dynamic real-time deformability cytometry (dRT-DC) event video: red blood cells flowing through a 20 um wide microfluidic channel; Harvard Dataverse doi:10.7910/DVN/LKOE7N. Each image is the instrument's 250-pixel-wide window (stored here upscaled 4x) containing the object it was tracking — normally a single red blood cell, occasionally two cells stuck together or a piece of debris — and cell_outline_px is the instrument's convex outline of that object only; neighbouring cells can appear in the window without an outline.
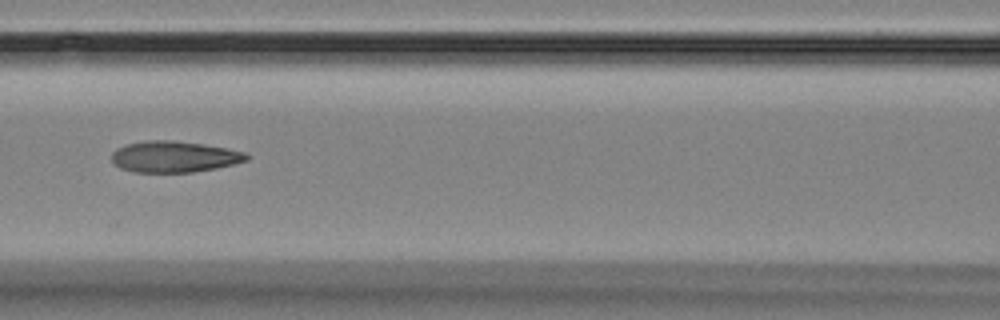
{"species": "Egyptian fruit bat (a non-hibernating species)", "species_latin": "Rousettus aegyptiacus", "temperature_condition": "room temperature", "stored_images_in_passage": 16, "segment_of_instrument_passage": [1, 2], "camera_frame_rate_fps": 3000, "um_per_image_px": 0.085, "animal": {"sex": "female"}, "frame": {"image": 1, "passage_image": 7, "time_ms": 7.0, "image_size_px": [1000, 320], "cell_outline_px": [[248, 160], [216, 168], [192, 172], [132, 172], [120, 168], [112, 160], [112, 152], [116, 148], [124, 144], [152, 140], [172, 140], [204, 144], [244, 152], [248, 156]], "centroid_in_image_um": [14.76, 13.32], "position_along_channel_um": 151.8, "area_um2": 24.39}}
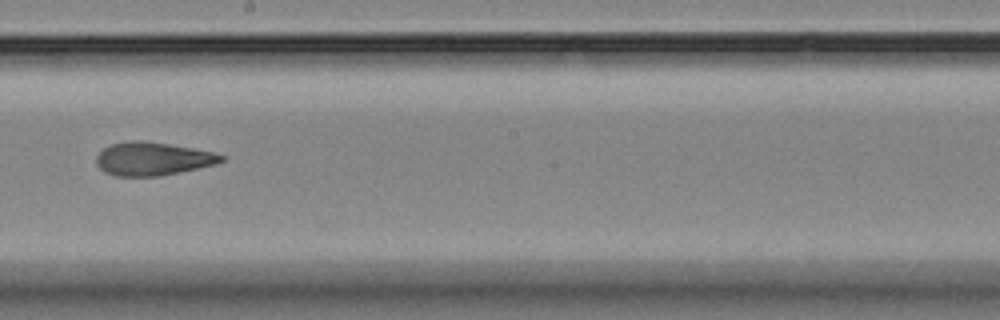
{"frame": {"image": 2, "passage_image": 9, "time_ms": 9.333, "image_size_px": [1000, 320], "cell_outline_px": [[224, 160], [216, 164], [160, 176], [116, 176], [104, 172], [96, 164], [96, 156], [104, 148], [112, 144], [128, 140], [140, 140], [168, 144], [192, 148], [212, 152], [224, 156]], "centroid_in_image_um": [12.94, 13.5], "position_along_channel_um": 235.3, "area_um2": 24.04}}
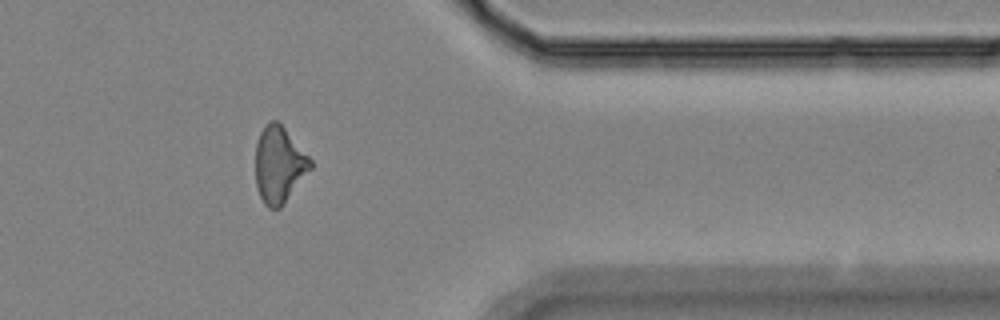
{"frame": {"image": 3, "passage_image": 13, "time_ms": 14.0, "image_size_px": [1000, 320], "cell_outline_px": [[312, 168], [284, 204], [280, 208], [268, 208], [264, 204], [260, 196], [256, 184], [256, 144], [260, 132], [268, 120], [276, 120], [284, 128], [312, 160]], "centroid_in_image_um": [23.72, 14.01], "position_along_channel_um": 387.7, "area_um2": 24.33}}